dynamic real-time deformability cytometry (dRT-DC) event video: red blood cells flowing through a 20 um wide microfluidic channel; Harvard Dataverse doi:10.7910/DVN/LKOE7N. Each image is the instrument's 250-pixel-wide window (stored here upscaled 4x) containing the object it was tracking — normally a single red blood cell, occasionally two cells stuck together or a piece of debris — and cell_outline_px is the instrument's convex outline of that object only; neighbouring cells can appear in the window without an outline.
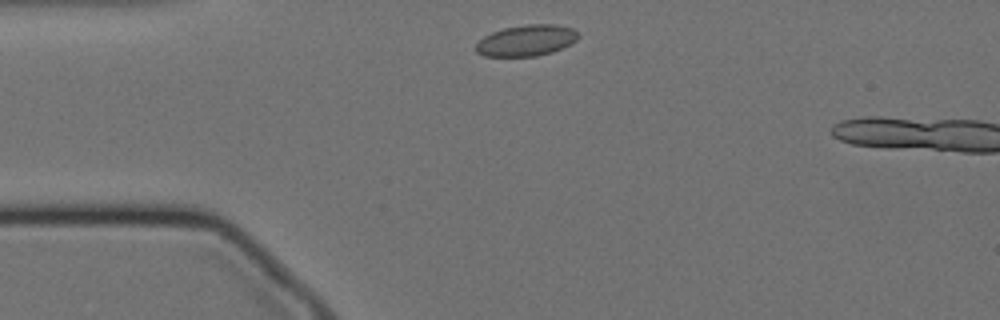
{"species": "Egyptian fruit bat (a non-hibernating species)", "species_latin": "Rousettus aegyptiacus", "temperature_condition": "cold", "stored_images_in_passage": 5, "camera_frame_rate_fps": 3000, "um_per_image_px": 0.085, "animal": {"sex": "female"}, "frame": {"image": 1, "passage_image": 3, "time_ms": 0.667, "image_size_px": [1000, 320], "cell_outline_px": [[580, 36], [576, 40], [552, 52], [536, 56], [484, 56], [476, 52], [476, 44], [484, 36], [492, 32], [504, 28], [528, 24], [556, 24], [572, 28]], "centroid_in_image_um": [44.73, 3.43], "position_along_channel_um": 40.3, "area_um2": 18.38}}